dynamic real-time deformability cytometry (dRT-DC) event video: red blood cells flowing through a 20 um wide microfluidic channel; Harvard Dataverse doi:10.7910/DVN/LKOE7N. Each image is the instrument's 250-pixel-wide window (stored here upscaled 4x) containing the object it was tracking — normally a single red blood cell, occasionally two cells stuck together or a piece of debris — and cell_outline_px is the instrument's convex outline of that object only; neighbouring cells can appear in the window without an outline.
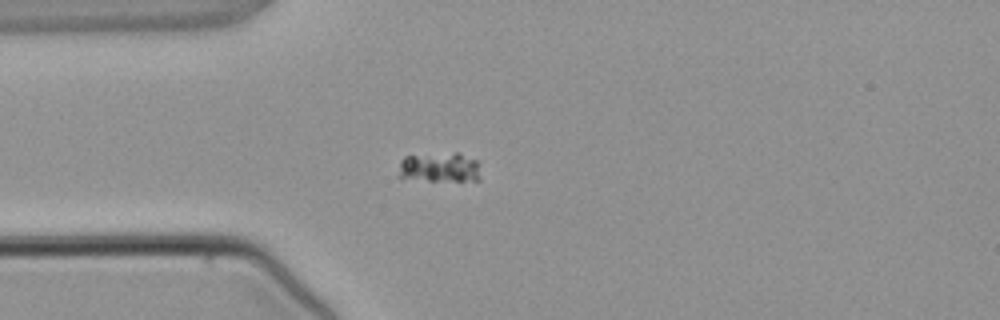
{"species": "common noctule bat (a hibernating species)", "species_latin": "Nyctalus noctula", "temperature_condition": "warm", "stored_images_in_passage": 3, "camera_frame_rate_fps": 3000, "um_per_image_px": 0.085, "animal": {"sex": "male", "body_mass_g": 21.5, "forearm_length_mm": 52.0}, "frame": {"image": 1, "passage_image": 3, "time_ms": 3.333, "image_size_px": [1000, 320], "cell_outline_px": [[480, 180], [428, 180], [396, 176], [400, 160], [404, 156], [456, 152], [460, 152], [476, 160], [480, 164]], "centroid_in_image_um": [37.38, 14.2], "position_along_channel_um": 47.6, "area_um2": 14.39}}